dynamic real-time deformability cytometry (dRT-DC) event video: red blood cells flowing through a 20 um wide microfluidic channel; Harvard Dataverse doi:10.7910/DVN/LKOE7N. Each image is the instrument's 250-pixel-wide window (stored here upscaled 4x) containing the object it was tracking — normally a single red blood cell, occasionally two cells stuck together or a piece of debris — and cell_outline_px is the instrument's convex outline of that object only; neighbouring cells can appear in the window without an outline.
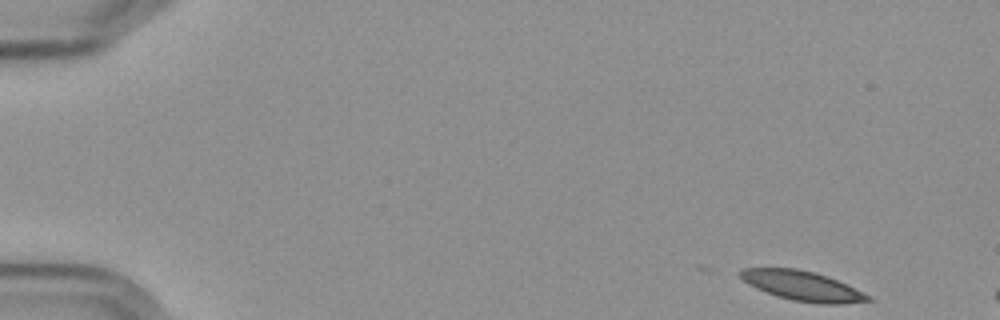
{"species": "Egyptian fruit bat (a non-hibernating species)", "species_latin": "Rousettus aegyptiacus", "temperature_condition": "cold", "stored_images_in_passage": 5, "camera_frame_rate_fps": 3000, "um_per_image_px": 0.085, "frame": {"image": 1, "passage_image": 1, "time_ms": 0.0, "image_size_px": [1000, 320], "cell_outline_px": [[876, 300], [844, 304], [816, 304], [792, 300], [776, 296], [756, 288], [748, 284], [740, 276], [740, 272], [744, 268], [796, 268], [812, 272], [836, 280], [872, 296]], "centroid_in_image_um": [68.24, 24.32], "position_along_channel_um": 16.8, "area_um2": 21.96}}
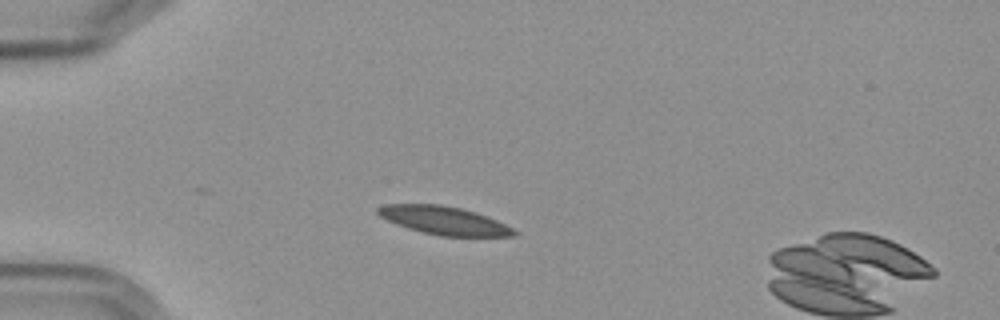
{"frame": {"image": 2, "passage_image": 4, "time_ms": 3.667, "image_size_px": [1000, 320], "cell_outline_px": [[520, 232], [516, 236], [440, 236], [420, 232], [396, 224], [380, 216], [376, 212], [376, 208], [384, 204], [440, 204], [460, 208], [476, 212], [496, 220]], "centroid_in_image_um": [37.73, 18.74], "position_along_channel_um": 47.3, "area_um2": 22.43}}